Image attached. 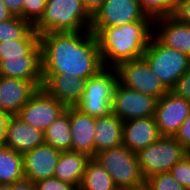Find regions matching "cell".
<instances>
[{"label": "cell", "mask_w": 190, "mask_h": 190, "mask_svg": "<svg viewBox=\"0 0 190 190\" xmlns=\"http://www.w3.org/2000/svg\"><path fill=\"white\" fill-rule=\"evenodd\" d=\"M115 69L118 82L126 88L157 100L169 91L144 58L122 62Z\"/></svg>", "instance_id": "8"}, {"label": "cell", "mask_w": 190, "mask_h": 190, "mask_svg": "<svg viewBox=\"0 0 190 190\" xmlns=\"http://www.w3.org/2000/svg\"><path fill=\"white\" fill-rule=\"evenodd\" d=\"M42 88L66 108L76 107L82 99L88 78L65 76V74H42Z\"/></svg>", "instance_id": "14"}, {"label": "cell", "mask_w": 190, "mask_h": 190, "mask_svg": "<svg viewBox=\"0 0 190 190\" xmlns=\"http://www.w3.org/2000/svg\"><path fill=\"white\" fill-rule=\"evenodd\" d=\"M118 190H152V188L150 187V185L145 180L141 184H138V185H135V186L121 188V189H118Z\"/></svg>", "instance_id": "41"}, {"label": "cell", "mask_w": 190, "mask_h": 190, "mask_svg": "<svg viewBox=\"0 0 190 190\" xmlns=\"http://www.w3.org/2000/svg\"><path fill=\"white\" fill-rule=\"evenodd\" d=\"M170 91L176 96L190 101V68L179 78Z\"/></svg>", "instance_id": "33"}, {"label": "cell", "mask_w": 190, "mask_h": 190, "mask_svg": "<svg viewBox=\"0 0 190 190\" xmlns=\"http://www.w3.org/2000/svg\"><path fill=\"white\" fill-rule=\"evenodd\" d=\"M174 138L189 152L190 151V113L181 124Z\"/></svg>", "instance_id": "34"}, {"label": "cell", "mask_w": 190, "mask_h": 190, "mask_svg": "<svg viewBox=\"0 0 190 190\" xmlns=\"http://www.w3.org/2000/svg\"><path fill=\"white\" fill-rule=\"evenodd\" d=\"M174 17L183 23L190 24V0H177Z\"/></svg>", "instance_id": "35"}, {"label": "cell", "mask_w": 190, "mask_h": 190, "mask_svg": "<svg viewBox=\"0 0 190 190\" xmlns=\"http://www.w3.org/2000/svg\"><path fill=\"white\" fill-rule=\"evenodd\" d=\"M157 101L117 82L112 100V113L122 121L151 117L155 115Z\"/></svg>", "instance_id": "11"}, {"label": "cell", "mask_w": 190, "mask_h": 190, "mask_svg": "<svg viewBox=\"0 0 190 190\" xmlns=\"http://www.w3.org/2000/svg\"><path fill=\"white\" fill-rule=\"evenodd\" d=\"M65 111L66 107L61 102L50 96L43 88H39L17 116L44 132Z\"/></svg>", "instance_id": "10"}, {"label": "cell", "mask_w": 190, "mask_h": 190, "mask_svg": "<svg viewBox=\"0 0 190 190\" xmlns=\"http://www.w3.org/2000/svg\"><path fill=\"white\" fill-rule=\"evenodd\" d=\"M13 16L22 18L24 0H2Z\"/></svg>", "instance_id": "36"}, {"label": "cell", "mask_w": 190, "mask_h": 190, "mask_svg": "<svg viewBox=\"0 0 190 190\" xmlns=\"http://www.w3.org/2000/svg\"><path fill=\"white\" fill-rule=\"evenodd\" d=\"M47 0H24L22 19L34 26L42 17Z\"/></svg>", "instance_id": "30"}, {"label": "cell", "mask_w": 190, "mask_h": 190, "mask_svg": "<svg viewBox=\"0 0 190 190\" xmlns=\"http://www.w3.org/2000/svg\"><path fill=\"white\" fill-rule=\"evenodd\" d=\"M161 137L154 116L123 121L122 145L134 153Z\"/></svg>", "instance_id": "15"}, {"label": "cell", "mask_w": 190, "mask_h": 190, "mask_svg": "<svg viewBox=\"0 0 190 190\" xmlns=\"http://www.w3.org/2000/svg\"><path fill=\"white\" fill-rule=\"evenodd\" d=\"M44 142L60 151H71L70 107L45 131Z\"/></svg>", "instance_id": "24"}, {"label": "cell", "mask_w": 190, "mask_h": 190, "mask_svg": "<svg viewBox=\"0 0 190 190\" xmlns=\"http://www.w3.org/2000/svg\"><path fill=\"white\" fill-rule=\"evenodd\" d=\"M87 12L93 16L105 0H81Z\"/></svg>", "instance_id": "38"}, {"label": "cell", "mask_w": 190, "mask_h": 190, "mask_svg": "<svg viewBox=\"0 0 190 190\" xmlns=\"http://www.w3.org/2000/svg\"><path fill=\"white\" fill-rule=\"evenodd\" d=\"M153 35L163 45L190 57V24L183 23L174 16L157 19L153 21Z\"/></svg>", "instance_id": "18"}, {"label": "cell", "mask_w": 190, "mask_h": 190, "mask_svg": "<svg viewBox=\"0 0 190 190\" xmlns=\"http://www.w3.org/2000/svg\"><path fill=\"white\" fill-rule=\"evenodd\" d=\"M152 31L153 21L98 27L93 34L96 36L104 67L116 68L122 62L143 58L153 35Z\"/></svg>", "instance_id": "2"}, {"label": "cell", "mask_w": 190, "mask_h": 190, "mask_svg": "<svg viewBox=\"0 0 190 190\" xmlns=\"http://www.w3.org/2000/svg\"><path fill=\"white\" fill-rule=\"evenodd\" d=\"M0 190H12V184H0Z\"/></svg>", "instance_id": "42"}, {"label": "cell", "mask_w": 190, "mask_h": 190, "mask_svg": "<svg viewBox=\"0 0 190 190\" xmlns=\"http://www.w3.org/2000/svg\"><path fill=\"white\" fill-rule=\"evenodd\" d=\"M33 26L18 16L0 22V43L21 39Z\"/></svg>", "instance_id": "28"}, {"label": "cell", "mask_w": 190, "mask_h": 190, "mask_svg": "<svg viewBox=\"0 0 190 190\" xmlns=\"http://www.w3.org/2000/svg\"><path fill=\"white\" fill-rule=\"evenodd\" d=\"M90 159L83 153L62 151L54 172V178L75 185L79 189L87 162Z\"/></svg>", "instance_id": "22"}, {"label": "cell", "mask_w": 190, "mask_h": 190, "mask_svg": "<svg viewBox=\"0 0 190 190\" xmlns=\"http://www.w3.org/2000/svg\"><path fill=\"white\" fill-rule=\"evenodd\" d=\"M136 21H152L148 18L138 0H105L92 16L90 31L98 27H116Z\"/></svg>", "instance_id": "9"}, {"label": "cell", "mask_w": 190, "mask_h": 190, "mask_svg": "<svg viewBox=\"0 0 190 190\" xmlns=\"http://www.w3.org/2000/svg\"><path fill=\"white\" fill-rule=\"evenodd\" d=\"M44 132L11 115L7 124L4 146L21 154L44 144Z\"/></svg>", "instance_id": "17"}, {"label": "cell", "mask_w": 190, "mask_h": 190, "mask_svg": "<svg viewBox=\"0 0 190 190\" xmlns=\"http://www.w3.org/2000/svg\"><path fill=\"white\" fill-rule=\"evenodd\" d=\"M117 82L116 69L104 67L96 75L88 78L82 99L76 108L93 118L110 114Z\"/></svg>", "instance_id": "5"}, {"label": "cell", "mask_w": 190, "mask_h": 190, "mask_svg": "<svg viewBox=\"0 0 190 190\" xmlns=\"http://www.w3.org/2000/svg\"><path fill=\"white\" fill-rule=\"evenodd\" d=\"M190 113V101L168 91L158 101L154 118L161 136H170L178 132L181 124Z\"/></svg>", "instance_id": "12"}, {"label": "cell", "mask_w": 190, "mask_h": 190, "mask_svg": "<svg viewBox=\"0 0 190 190\" xmlns=\"http://www.w3.org/2000/svg\"><path fill=\"white\" fill-rule=\"evenodd\" d=\"M189 152L174 138L161 136L156 142L137 153L144 179L166 173Z\"/></svg>", "instance_id": "6"}, {"label": "cell", "mask_w": 190, "mask_h": 190, "mask_svg": "<svg viewBox=\"0 0 190 190\" xmlns=\"http://www.w3.org/2000/svg\"><path fill=\"white\" fill-rule=\"evenodd\" d=\"M22 55H42L40 34L33 27L21 39L0 43V60Z\"/></svg>", "instance_id": "23"}, {"label": "cell", "mask_w": 190, "mask_h": 190, "mask_svg": "<svg viewBox=\"0 0 190 190\" xmlns=\"http://www.w3.org/2000/svg\"><path fill=\"white\" fill-rule=\"evenodd\" d=\"M12 17L13 14L6 7L5 3L2 0H0V22L11 19Z\"/></svg>", "instance_id": "40"}, {"label": "cell", "mask_w": 190, "mask_h": 190, "mask_svg": "<svg viewBox=\"0 0 190 190\" xmlns=\"http://www.w3.org/2000/svg\"><path fill=\"white\" fill-rule=\"evenodd\" d=\"M12 190H36L32 181L26 178L16 181L12 184Z\"/></svg>", "instance_id": "39"}, {"label": "cell", "mask_w": 190, "mask_h": 190, "mask_svg": "<svg viewBox=\"0 0 190 190\" xmlns=\"http://www.w3.org/2000/svg\"><path fill=\"white\" fill-rule=\"evenodd\" d=\"M95 118L70 107L71 151L95 157Z\"/></svg>", "instance_id": "19"}, {"label": "cell", "mask_w": 190, "mask_h": 190, "mask_svg": "<svg viewBox=\"0 0 190 190\" xmlns=\"http://www.w3.org/2000/svg\"><path fill=\"white\" fill-rule=\"evenodd\" d=\"M169 173L180 185L190 190V153L177 162Z\"/></svg>", "instance_id": "31"}, {"label": "cell", "mask_w": 190, "mask_h": 190, "mask_svg": "<svg viewBox=\"0 0 190 190\" xmlns=\"http://www.w3.org/2000/svg\"><path fill=\"white\" fill-rule=\"evenodd\" d=\"M144 14L152 21L174 16L177 0H138Z\"/></svg>", "instance_id": "27"}, {"label": "cell", "mask_w": 190, "mask_h": 190, "mask_svg": "<svg viewBox=\"0 0 190 190\" xmlns=\"http://www.w3.org/2000/svg\"><path fill=\"white\" fill-rule=\"evenodd\" d=\"M79 190H118L104 167L91 158L86 165Z\"/></svg>", "instance_id": "26"}, {"label": "cell", "mask_w": 190, "mask_h": 190, "mask_svg": "<svg viewBox=\"0 0 190 190\" xmlns=\"http://www.w3.org/2000/svg\"><path fill=\"white\" fill-rule=\"evenodd\" d=\"M143 58L169 91L190 68V57L187 54L163 45L154 35Z\"/></svg>", "instance_id": "4"}, {"label": "cell", "mask_w": 190, "mask_h": 190, "mask_svg": "<svg viewBox=\"0 0 190 190\" xmlns=\"http://www.w3.org/2000/svg\"><path fill=\"white\" fill-rule=\"evenodd\" d=\"M92 16L81 0H47L44 13L33 28L45 33L90 30Z\"/></svg>", "instance_id": "3"}, {"label": "cell", "mask_w": 190, "mask_h": 190, "mask_svg": "<svg viewBox=\"0 0 190 190\" xmlns=\"http://www.w3.org/2000/svg\"><path fill=\"white\" fill-rule=\"evenodd\" d=\"M39 87L33 81L0 75V108L17 115Z\"/></svg>", "instance_id": "16"}, {"label": "cell", "mask_w": 190, "mask_h": 190, "mask_svg": "<svg viewBox=\"0 0 190 190\" xmlns=\"http://www.w3.org/2000/svg\"><path fill=\"white\" fill-rule=\"evenodd\" d=\"M61 152L44 143L24 153L25 178L33 183L53 178Z\"/></svg>", "instance_id": "13"}, {"label": "cell", "mask_w": 190, "mask_h": 190, "mask_svg": "<svg viewBox=\"0 0 190 190\" xmlns=\"http://www.w3.org/2000/svg\"><path fill=\"white\" fill-rule=\"evenodd\" d=\"M10 116L8 112L0 108V146L4 145L5 132Z\"/></svg>", "instance_id": "37"}, {"label": "cell", "mask_w": 190, "mask_h": 190, "mask_svg": "<svg viewBox=\"0 0 190 190\" xmlns=\"http://www.w3.org/2000/svg\"><path fill=\"white\" fill-rule=\"evenodd\" d=\"M152 190H187L169 172L159 173L146 179Z\"/></svg>", "instance_id": "29"}, {"label": "cell", "mask_w": 190, "mask_h": 190, "mask_svg": "<svg viewBox=\"0 0 190 190\" xmlns=\"http://www.w3.org/2000/svg\"><path fill=\"white\" fill-rule=\"evenodd\" d=\"M0 75L33 81L39 88H42V55L6 57L0 60Z\"/></svg>", "instance_id": "20"}, {"label": "cell", "mask_w": 190, "mask_h": 190, "mask_svg": "<svg viewBox=\"0 0 190 190\" xmlns=\"http://www.w3.org/2000/svg\"><path fill=\"white\" fill-rule=\"evenodd\" d=\"M95 155L122 145L123 121L114 113L95 118Z\"/></svg>", "instance_id": "21"}, {"label": "cell", "mask_w": 190, "mask_h": 190, "mask_svg": "<svg viewBox=\"0 0 190 190\" xmlns=\"http://www.w3.org/2000/svg\"><path fill=\"white\" fill-rule=\"evenodd\" d=\"M34 185L36 190H79L75 185L54 177L35 182Z\"/></svg>", "instance_id": "32"}, {"label": "cell", "mask_w": 190, "mask_h": 190, "mask_svg": "<svg viewBox=\"0 0 190 190\" xmlns=\"http://www.w3.org/2000/svg\"><path fill=\"white\" fill-rule=\"evenodd\" d=\"M94 158L112 177L118 189L135 186L145 181L137 153L124 145L99 152Z\"/></svg>", "instance_id": "7"}, {"label": "cell", "mask_w": 190, "mask_h": 190, "mask_svg": "<svg viewBox=\"0 0 190 190\" xmlns=\"http://www.w3.org/2000/svg\"><path fill=\"white\" fill-rule=\"evenodd\" d=\"M40 45L42 74L89 78L104 68L96 36L90 30L41 34Z\"/></svg>", "instance_id": "1"}, {"label": "cell", "mask_w": 190, "mask_h": 190, "mask_svg": "<svg viewBox=\"0 0 190 190\" xmlns=\"http://www.w3.org/2000/svg\"><path fill=\"white\" fill-rule=\"evenodd\" d=\"M24 176L23 154L0 146V184H13Z\"/></svg>", "instance_id": "25"}]
</instances>
